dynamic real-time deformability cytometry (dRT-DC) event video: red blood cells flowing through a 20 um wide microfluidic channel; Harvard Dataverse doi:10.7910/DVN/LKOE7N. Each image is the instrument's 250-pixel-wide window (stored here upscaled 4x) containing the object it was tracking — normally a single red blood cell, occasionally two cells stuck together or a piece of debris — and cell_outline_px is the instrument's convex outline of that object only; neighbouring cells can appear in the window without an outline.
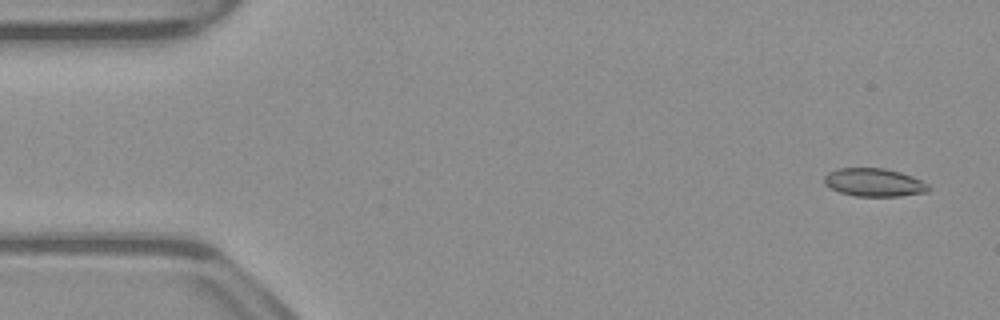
{"species": "common noctule bat (a hibernating species)", "species_latin": "Nyctalus noctula", "temperature_condition": "warm", "stored_images_in_passage": 53, "camera_frame_rate_fps": 3000, "um_per_image_px": 0.085, "animal": {"sex": "male", "body_mass_g": 23.1, "forearm_length_mm": 52.7}, "frame": {"image": 1, "passage_image": 3, "time_ms": 0.667, "image_size_px": [1000, 320], "cell_outline_px": [[932, 188], [928, 192], [900, 196], [856, 196], [840, 192], [824, 184], [824, 176], [828, 172], [836, 168], [884, 168], [900, 172], [912, 176], [928, 184]], "centroid_in_image_um": [74.31, 15.5], "position_along_channel_um": 10.7, "area_um2": 17.17}}
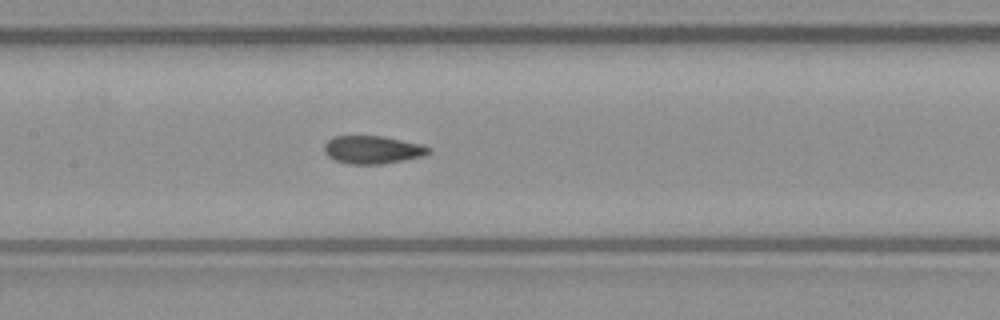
{"frame": {"image": 2, "passage_image": 25, "time_ms": 8.0, "image_size_px": [1000, 320], "cell_outline_px": [[432, 152], [424, 156], [384, 164], [348, 164], [336, 160], [328, 156], [324, 152], [324, 144], [332, 136], [384, 136], [420, 144], [432, 148]], "centroid_in_image_um": [31.68, 12.73], "position_along_channel_um": 175.7, "area_um2": 17.17}}
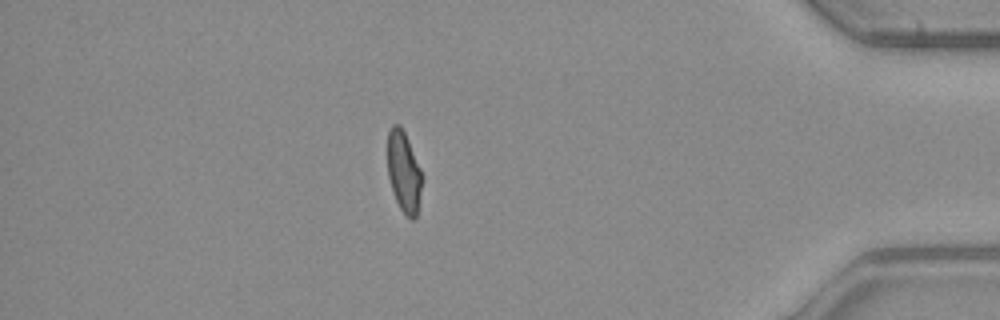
{"frame": {"image": 3, "passage_image": 46, "time_ms": 15.0, "image_size_px": [1000, 320], "cell_outline_px": [[424, 176], [416, 216], [412, 220], [400, 208], [396, 200], [388, 176], [388, 132], [392, 124], [400, 124], [408, 140]], "centroid_in_image_um": [34.34, 14.58], "position_along_channel_um": 400.9, "area_um2": 16.18}, "authors_computed_cell_mechanics": {"area_um2": 17.1666, "velocity_mm_per_s": 3.8878, "shape_relaxation_time_tau1_ms": null, "shape_relaxation_time_tau2_ms": 1.5889, "deformation_change_tau1": null, "deformation_change_tau2": 0.0651}}